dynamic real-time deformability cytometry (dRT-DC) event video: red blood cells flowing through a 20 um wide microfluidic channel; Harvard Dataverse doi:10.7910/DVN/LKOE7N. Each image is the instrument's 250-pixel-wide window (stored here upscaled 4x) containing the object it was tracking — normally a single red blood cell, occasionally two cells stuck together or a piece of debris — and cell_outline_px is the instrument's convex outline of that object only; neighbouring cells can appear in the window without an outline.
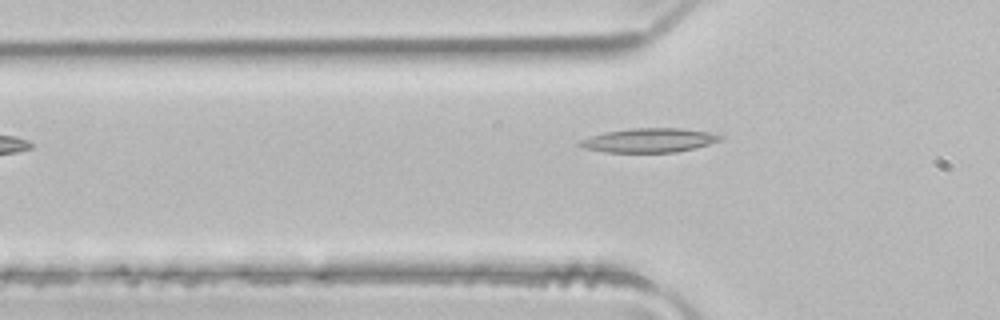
{"species": "common noctule bat (a hibernating species)", "species_latin": "Nyctalus noctula", "temperature_condition": "room temperature", "stored_images_in_passage": 4, "camera_frame_rate_fps": 3000, "um_per_image_px": 0.085, "animal": {"sex": "male", "body_mass_g": 21.5, "forearm_length_mm": 52.0}, "frame": {"image": 1, "passage_image": 4, "time_ms": 1.0, "image_size_px": [1000, 320], "cell_outline_px": [[724, 136], [720, 140], [696, 148], [676, 152], [604, 152], [584, 148], [576, 144], [580, 140], [604, 132], [628, 128], [680, 128], [708, 132]], "centroid_in_image_um": [55.15, 11.92], "position_along_channel_um": 70.6, "area_um2": 19.71}}